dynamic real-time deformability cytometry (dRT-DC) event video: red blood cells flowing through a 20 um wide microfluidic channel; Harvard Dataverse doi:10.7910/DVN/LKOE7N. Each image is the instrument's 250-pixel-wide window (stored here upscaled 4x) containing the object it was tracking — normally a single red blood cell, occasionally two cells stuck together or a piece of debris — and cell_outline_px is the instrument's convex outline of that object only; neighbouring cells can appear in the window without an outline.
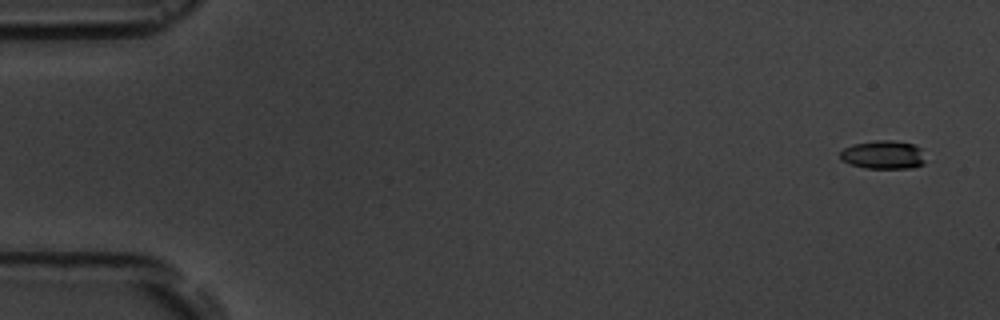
{"species": "common noctule bat (a hibernating species)", "species_latin": "Nyctalus noctula", "temperature_condition": "room temperature", "stored_images_in_passage": 5, "camera_frame_rate_fps": 3000, "um_per_image_px": 0.085, "animal": {"sex": "male", "body_mass_g": 19.5, "forearm_length_mm": 54.6}, "frame": {"image": 1, "passage_image": 1, "time_ms": 0.0, "image_size_px": [1000, 320], "cell_outline_px": [[924, 164], [912, 168], [864, 168], [840, 160], [840, 152], [844, 148], [852, 144], [876, 140], [892, 140], [912, 144], [920, 148], [924, 160]], "centroid_in_image_um": [75.05, 13.16], "position_along_channel_um": 10.0, "area_um2": 14.1}}
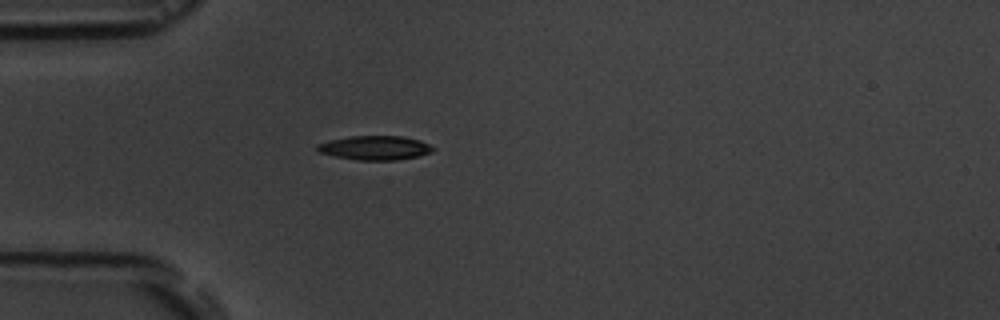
{"frame": {"image": 2, "passage_image": 5, "time_ms": 4.667, "image_size_px": [1000, 320], "cell_outline_px": [[436, 148], [432, 152], [416, 156], [396, 160], [356, 160], [336, 156], [320, 152], [316, 148], [316, 144], [328, 140], [348, 136], [404, 136], [420, 140]], "centroid_in_image_um": [31.87, 12.55], "position_along_channel_um": 53.1, "area_um2": 16.3}}